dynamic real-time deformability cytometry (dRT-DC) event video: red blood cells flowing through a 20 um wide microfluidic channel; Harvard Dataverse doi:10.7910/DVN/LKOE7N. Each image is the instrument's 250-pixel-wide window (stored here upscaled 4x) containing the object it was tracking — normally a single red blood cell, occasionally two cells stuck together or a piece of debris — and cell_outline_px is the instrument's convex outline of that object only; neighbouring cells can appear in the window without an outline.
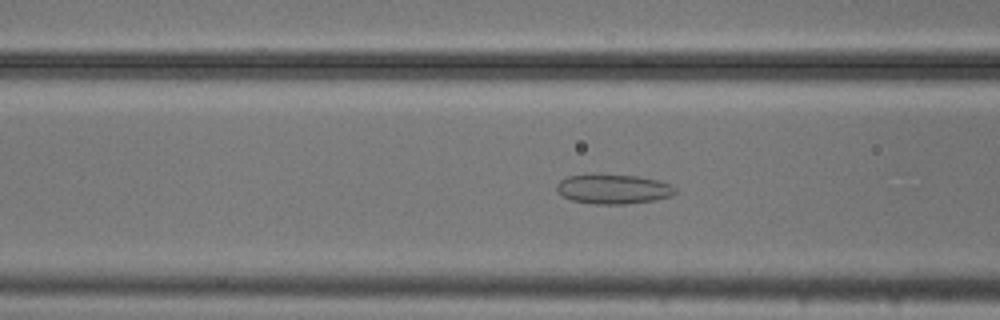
{"species": "common noctule bat (a hibernating species)", "species_latin": "Nyctalus noctula", "temperature_condition": "cold", "stored_images_in_passage": 36, "camera_frame_rate_fps": 3000, "um_per_image_px": 0.085, "animal": {"sex": "male", "body_mass_g": 20.5, "forearm_length_mm": 52.5}, "frame": {"image": 1, "passage_image": 21, "time_ms": 6.667, "image_size_px": [1000, 320], "cell_outline_px": [[676, 192], [672, 196], [656, 200], [624, 204], [592, 204], [572, 200], [564, 196], [556, 188], [556, 184], [560, 180], [568, 176], [636, 176], [656, 180], [672, 184], [676, 188]], "centroid_in_image_um": [52.18, 16.1], "position_along_channel_um": 114.4, "area_um2": 19.94}}
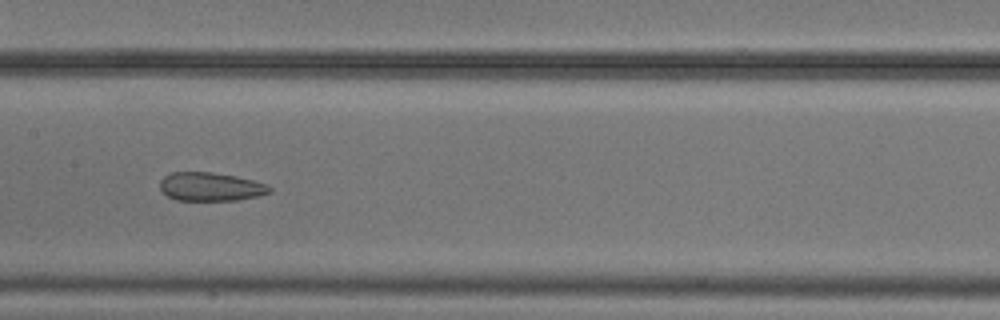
{"frame": {"image": 2, "passage_image": 27, "time_ms": 8.667, "image_size_px": [1000, 320], "cell_outline_px": [[272, 192], [256, 196], [236, 200], [176, 200], [168, 196], [160, 188], [160, 180], [164, 176], [172, 172], [212, 172], [236, 176], [268, 184], [272, 188]], "centroid_in_image_um": [17.91, 15.86], "position_along_channel_um": 189.5, "area_um2": 18.21}}
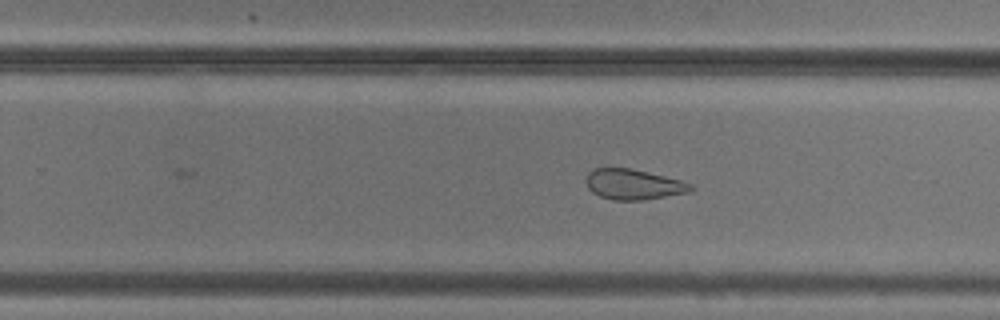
{"frame": {"image": 3, "passage_image": 34, "time_ms": 11.0, "image_size_px": [1000, 320], "cell_outline_px": [[692, 188], [688, 192], [644, 200], [612, 200], [600, 196], [592, 192], [588, 188], [588, 172], [592, 168], [628, 168], [680, 180], [692, 184]], "centroid_in_image_um": [53.81, 15.68], "position_along_channel_um": 276.0, "area_um2": 18.15}}